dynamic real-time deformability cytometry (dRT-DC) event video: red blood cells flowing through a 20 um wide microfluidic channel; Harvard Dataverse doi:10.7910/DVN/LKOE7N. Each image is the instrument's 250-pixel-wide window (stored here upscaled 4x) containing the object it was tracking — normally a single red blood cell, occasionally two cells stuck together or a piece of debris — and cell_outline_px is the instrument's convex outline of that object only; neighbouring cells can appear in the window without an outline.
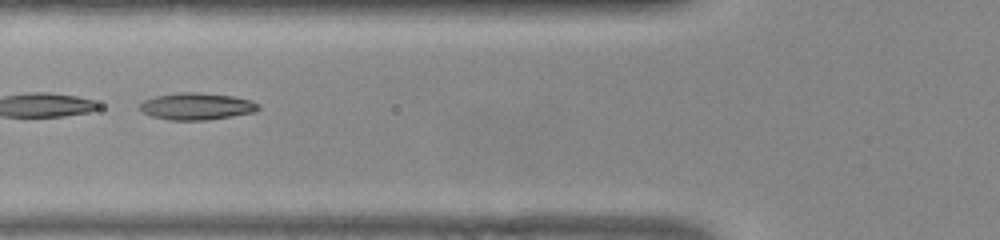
{"species": "common noctule bat (a hibernating species)", "species_latin": "Nyctalus noctula", "temperature_condition": "warm", "stored_images_in_passage": 38, "camera_frame_rate_fps": 3000, "um_per_image_px": 0.085, "animal": {"sex": "female", "body_mass_g": 22.0, "forearm_length_mm": 56.7}, "frame": {"image": 1, "passage_image": 6, "time_ms": 1.667, "image_size_px": [1000, 240], "cell_outline_px": [[260, 108], [252, 112], [232, 116], [208, 120], [168, 120], [152, 116], [144, 112], [140, 108], [140, 104], [144, 100], [156, 96], [180, 92], [196, 92], [232, 96], [252, 100], [260, 104]], "centroid_in_image_um": [16.73, 9.04], "position_along_channel_um": 109.1, "area_um2": 18.5}}
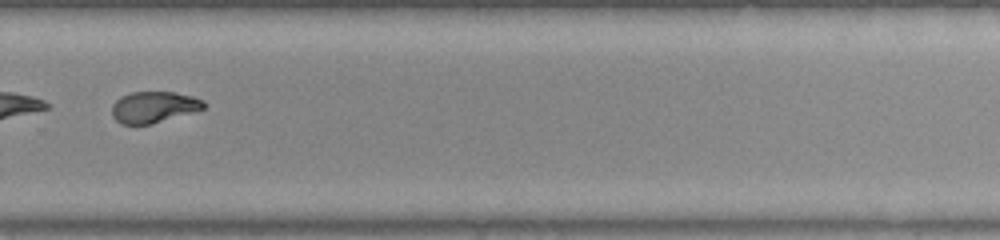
{"frame": {"image": 2, "passage_image": 22, "time_ms": 7.0, "image_size_px": [1000, 240], "cell_outline_px": [[204, 108], [152, 124], [120, 124], [112, 116], [112, 104], [120, 96], [132, 92], [176, 92], [192, 96], [204, 100]], "centroid_in_image_um": [13.03, 9.09], "position_along_channel_um": 316.8, "area_um2": 16.65}, "authors_computed_cell_mechanics": {"area_um2": 18.2359, "velocity_mm_per_s": 3.9029, "shape_relaxation_time_tau1_ms": 9.0414, "shape_relaxation_time_tau2_ms": 1.6953, "deformation_change_tau1": 0.2946, "deformation_change_tau2": 0.0717}}